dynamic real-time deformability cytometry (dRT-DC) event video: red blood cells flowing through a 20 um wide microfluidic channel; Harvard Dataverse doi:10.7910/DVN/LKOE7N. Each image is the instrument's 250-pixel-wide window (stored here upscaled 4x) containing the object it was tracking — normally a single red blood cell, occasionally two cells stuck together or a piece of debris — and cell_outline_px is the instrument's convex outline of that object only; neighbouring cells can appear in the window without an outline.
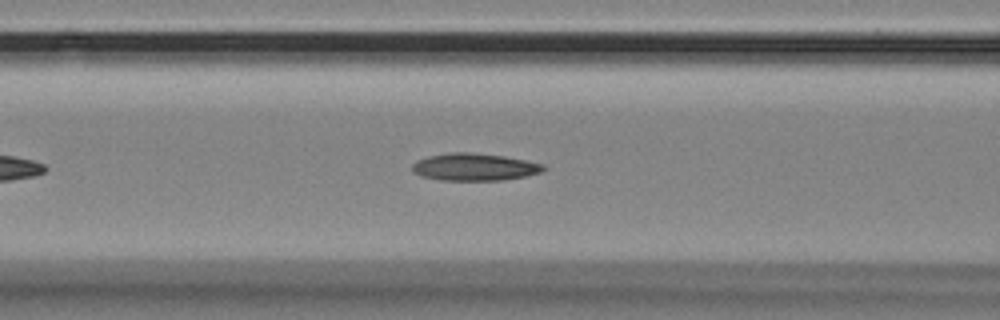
{"species": "Egyptian fruit bat (a non-hibernating species)", "species_latin": "Rousettus aegyptiacus", "temperature_condition": "room temperature", "stored_images_in_passage": 47, "camera_frame_rate_fps": 3000, "um_per_image_px": 0.085, "animal": {"sex": "female"}, "frame": {"image": 1, "passage_image": 13, "time_ms": 4.0, "image_size_px": [1000, 320], "cell_outline_px": [[548, 168], [540, 172], [524, 176], [504, 180], [440, 180], [420, 176], [412, 172], [412, 164], [416, 160], [428, 156], [448, 152], [472, 152], [504, 156], [544, 164]], "centroid_in_image_um": [40.29, 14.19], "position_along_channel_um": 126.3, "area_um2": 21.04}}
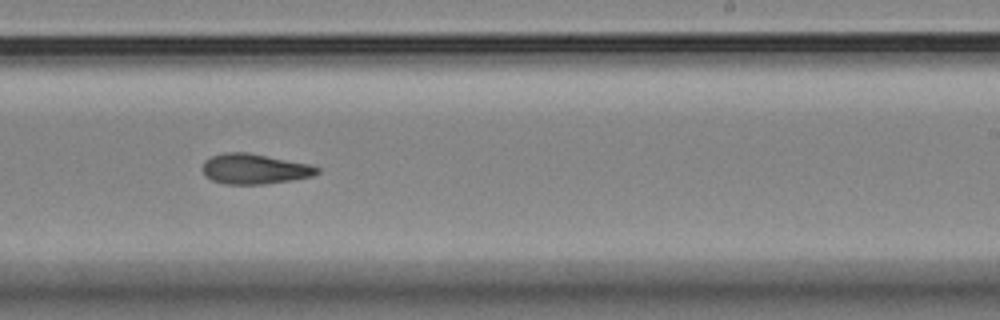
{"frame": {"image": 2, "passage_image": 25, "time_ms": 8.0, "image_size_px": [1000, 320], "cell_outline_px": [[320, 172], [312, 176], [292, 180], [264, 184], [224, 184], [212, 180], [204, 176], [200, 168], [204, 160], [212, 156], [224, 152], [248, 152], [308, 164], [320, 168]], "centroid_in_image_um": [21.57, 14.36], "position_along_channel_um": 267.4, "area_um2": 20.35}}
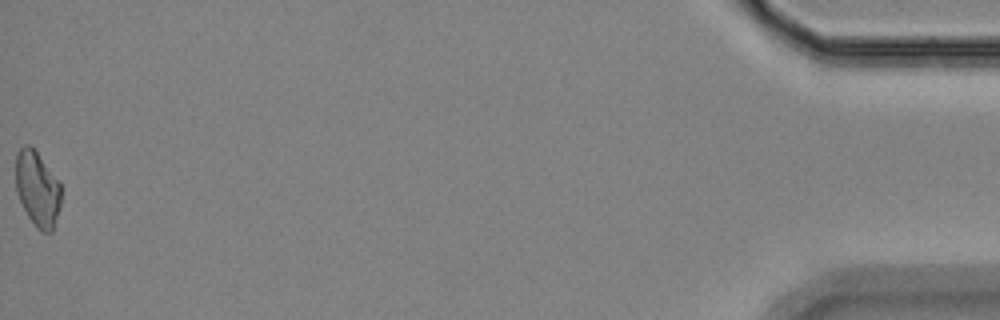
{"frame": {"image": 3, "passage_image": 47, "time_ms": 15.333, "image_size_px": [1000, 320], "cell_outline_px": [[60, 208], [52, 232], [40, 232], [36, 228], [28, 216], [16, 192], [16, 152], [24, 144], [28, 144], [36, 152], [60, 180]], "centroid_in_image_um": [3.18, 16.06], "position_along_channel_um": 432.0, "area_um2": 19.94}, "authors_computed_cell_mechanics": {"area_um2": 20.3456, "velocity_mm_per_s": 3.5322, "shape_relaxation_time_tau1_ms": 7.9762, "shape_relaxation_time_tau2_ms": 3.5004, "deformation_change_tau1": 0.1881, "deformation_change_tau2": 0.1166}}